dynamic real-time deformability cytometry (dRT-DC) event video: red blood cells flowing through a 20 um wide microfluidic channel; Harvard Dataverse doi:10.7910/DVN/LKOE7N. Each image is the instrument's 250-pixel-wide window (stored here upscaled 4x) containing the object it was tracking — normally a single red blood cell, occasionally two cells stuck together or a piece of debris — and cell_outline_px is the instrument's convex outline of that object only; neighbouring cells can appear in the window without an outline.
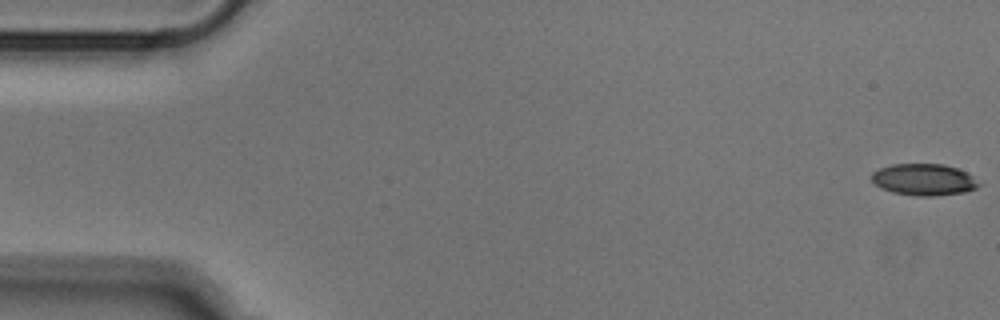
{"species": "Egyptian fruit bat (a non-hibernating species)", "species_latin": "Rousettus aegyptiacus", "temperature_condition": "cold", "stored_images_in_passage": 52, "camera_frame_rate_fps": 3000, "um_per_image_px": 0.085, "animal": {"sex": "male"}, "frame": {"image": 1, "passage_image": 1, "time_ms": 0.0, "image_size_px": [1000, 320], "cell_outline_px": [[980, 184], [976, 188], [964, 192], [936, 196], [916, 196], [892, 192], [880, 188], [872, 180], [872, 172], [880, 168], [892, 164], [944, 164], [956, 168], [972, 176]], "centroid_in_image_um": [78.5, 15.27], "position_along_channel_um": 6.5, "area_um2": 19.65}}
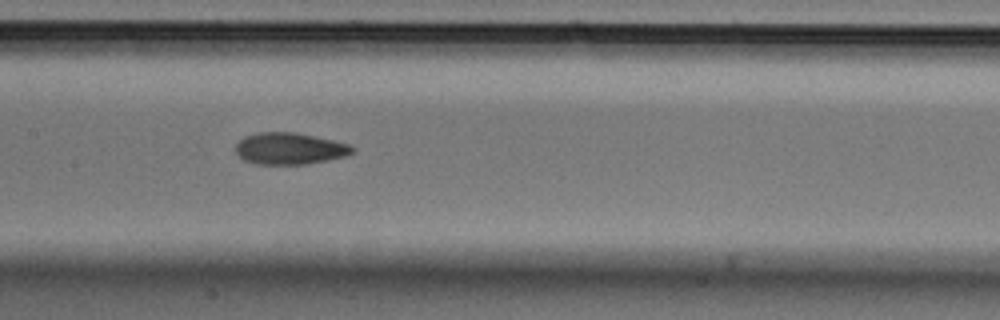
{"frame": {"image": 2, "passage_image": 25, "time_ms": 8.0, "image_size_px": [1000, 320], "cell_outline_px": [[356, 148], [352, 152], [344, 156], [328, 160], [308, 164], [256, 164], [244, 160], [236, 152], [236, 144], [244, 136], [256, 132], [296, 132], [332, 140], [348, 144]], "centroid_in_image_um": [24.6, 12.62], "position_along_channel_um": 182.8, "area_um2": 21.5}}
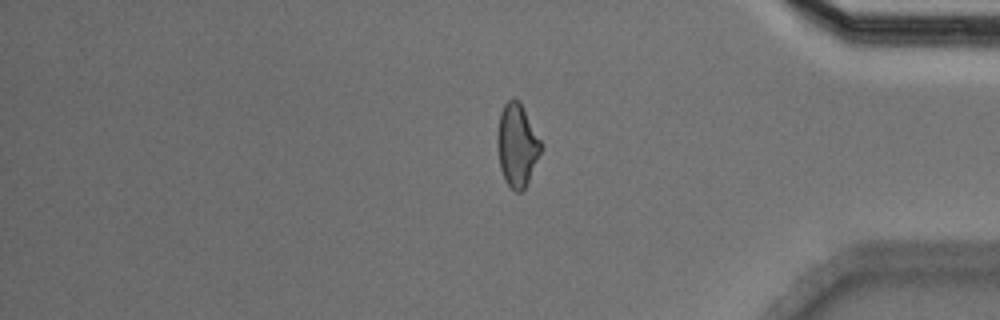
{"frame": {"image": 3, "passage_image": 43, "time_ms": 14.0, "image_size_px": [1000, 320], "cell_outline_px": [[540, 152], [528, 180], [524, 188], [520, 192], [516, 192], [504, 180], [500, 168], [496, 140], [496, 136], [500, 112], [504, 104], [508, 100], [520, 100], [540, 140]], "centroid_in_image_um": [43.9, 12.31], "position_along_channel_um": 391.3, "area_um2": 20.69}}